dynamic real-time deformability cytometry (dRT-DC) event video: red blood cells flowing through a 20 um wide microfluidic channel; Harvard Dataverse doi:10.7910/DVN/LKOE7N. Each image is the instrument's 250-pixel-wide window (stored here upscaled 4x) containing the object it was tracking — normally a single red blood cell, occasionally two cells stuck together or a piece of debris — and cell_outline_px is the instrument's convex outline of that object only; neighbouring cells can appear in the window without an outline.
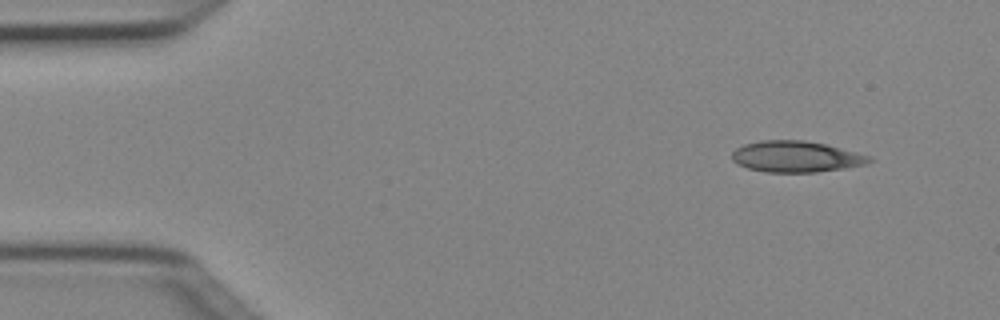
{"species": "Egyptian fruit bat (a non-hibernating species)", "species_latin": "Rousettus aegyptiacus", "temperature_condition": "cold", "stored_images_in_passage": 6, "camera_frame_rate_fps": 3000, "um_per_image_px": 0.085, "animal": {"sex": "female"}, "frame": {"image": 1, "passage_image": 1, "time_ms": 0.0, "image_size_px": [1000, 320], "cell_outline_px": [[872, 160], [868, 164], [844, 168], [816, 172], [764, 172], [748, 168], [736, 164], [732, 160], [732, 152], [736, 148], [744, 144], [760, 140], [804, 140], [824, 144], [872, 156]], "centroid_in_image_um": [67.64, 13.31], "position_along_channel_um": 17.4, "area_um2": 24.97}}
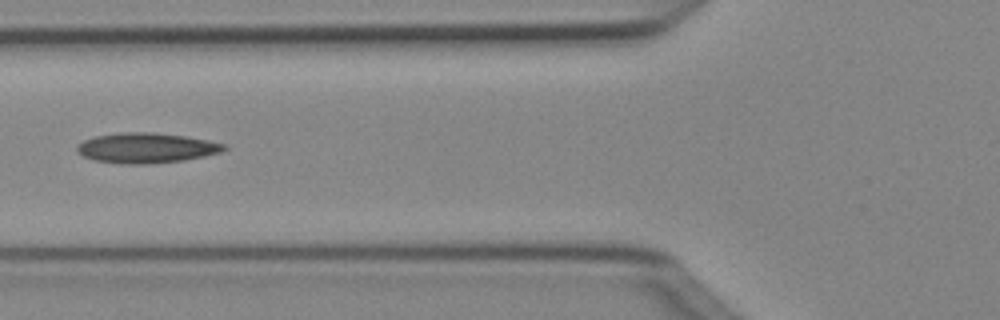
{"frame": {"image": 2, "passage_image": 5, "time_ms": 1.333, "image_size_px": [1000, 320], "cell_outline_px": [[228, 148], [220, 152], [204, 156], [184, 160], [148, 164], [124, 164], [96, 160], [84, 156], [76, 152], [76, 144], [84, 140], [96, 136], [120, 132], [152, 132], [188, 136], [228, 144]], "centroid_in_image_um": [12.46, 12.56], "position_along_channel_um": 113.3, "area_um2": 26.01}}
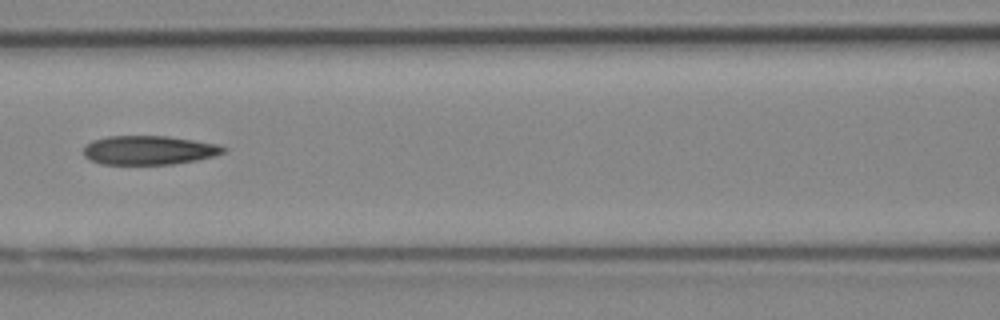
{"frame": {"image": 3, "passage_image": 6, "time_ms": 1.667, "image_size_px": [1000, 320], "cell_outline_px": [[228, 148], [224, 152], [216, 156], [196, 160], [172, 164], [100, 164], [88, 160], [84, 156], [84, 144], [92, 140], [108, 136], [168, 136], [220, 144]], "centroid_in_image_um": [12.66, 12.76], "position_along_channel_um": 153.9, "area_um2": 23.93}}